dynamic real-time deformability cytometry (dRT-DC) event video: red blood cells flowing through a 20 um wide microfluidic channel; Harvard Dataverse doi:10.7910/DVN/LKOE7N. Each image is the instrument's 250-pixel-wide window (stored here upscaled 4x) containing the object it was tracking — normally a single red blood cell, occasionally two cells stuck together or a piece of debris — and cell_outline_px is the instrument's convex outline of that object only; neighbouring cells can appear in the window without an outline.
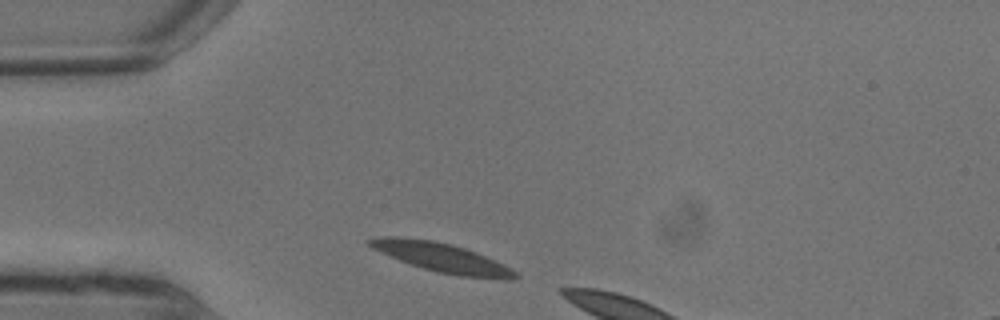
{"species": "common noctule bat (a hibernating species)", "species_latin": "Nyctalus noctula", "temperature_condition": "warm", "stored_images_in_passage": 2, "camera_frame_rate_fps": 3000, "um_per_image_px": 0.085, "animal": {"sex": "male", "body_mass_g": 13.3}, "frame": {"image": 1, "passage_image": 1, "time_ms": 0.0, "image_size_px": [1000, 320], "cell_outline_px": [[520, 276], [512, 280], [504, 280], [460, 276], [440, 272], [424, 268], [400, 260], [380, 252], [372, 248], [368, 244], [368, 240], [376, 236], [396, 236], [432, 240], [452, 244], [476, 252], [504, 264], [512, 268]], "centroid_in_image_um": [37.6, 21.89], "position_along_channel_um": 47.4, "area_um2": 24.74}}